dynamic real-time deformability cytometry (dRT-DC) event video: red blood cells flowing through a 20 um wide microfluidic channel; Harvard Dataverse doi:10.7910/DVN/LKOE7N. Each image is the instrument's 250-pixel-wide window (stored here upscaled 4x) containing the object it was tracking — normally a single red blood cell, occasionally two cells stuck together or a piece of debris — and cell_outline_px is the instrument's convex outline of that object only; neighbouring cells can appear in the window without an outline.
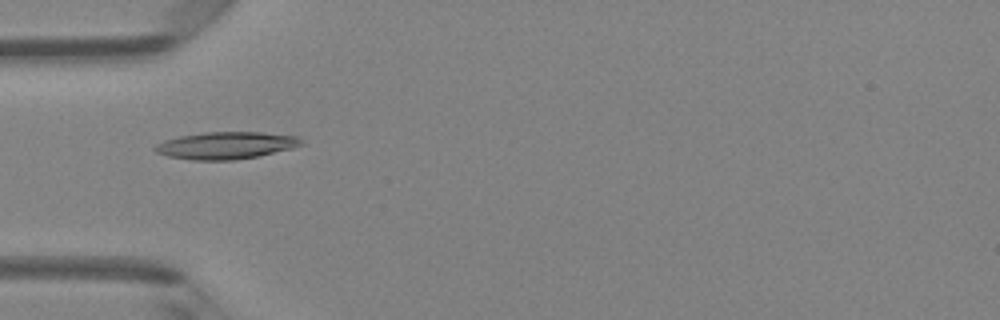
{"species": "Egyptian fruit bat (a non-hibernating species)", "species_latin": "Rousettus aegyptiacus", "temperature_condition": "room temperature", "stored_images_in_passage": 6, "camera_frame_rate_fps": 3000, "um_per_image_px": 0.085, "animal": {"sex": "female"}, "frame": {"image": 1, "passage_image": 5, "time_ms": 1.333, "image_size_px": [1000, 320], "cell_outline_px": [[304, 144], [292, 148], [260, 156], [232, 160], [192, 160], [168, 156], [156, 152], [152, 148], [156, 144], [164, 140], [180, 136], [204, 132], [260, 132], [300, 136]], "centroid_in_image_um": [19.23, 12.36], "position_along_channel_um": 65.8, "area_um2": 23.29}}
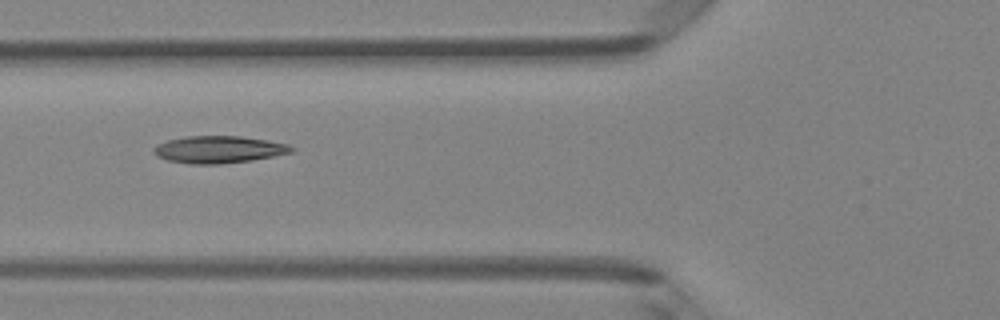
{"frame": {"image": 2, "passage_image": 6, "time_ms": 1.667, "image_size_px": [1000, 320], "cell_outline_px": [[296, 148], [292, 152], [252, 160], [220, 164], [188, 164], [168, 160], [156, 156], [152, 152], [152, 148], [156, 144], [168, 140], [184, 136], [240, 136], [288, 144]], "centroid_in_image_um": [18.54, 12.71], "position_along_channel_um": 107.3, "area_um2": 21.85}}